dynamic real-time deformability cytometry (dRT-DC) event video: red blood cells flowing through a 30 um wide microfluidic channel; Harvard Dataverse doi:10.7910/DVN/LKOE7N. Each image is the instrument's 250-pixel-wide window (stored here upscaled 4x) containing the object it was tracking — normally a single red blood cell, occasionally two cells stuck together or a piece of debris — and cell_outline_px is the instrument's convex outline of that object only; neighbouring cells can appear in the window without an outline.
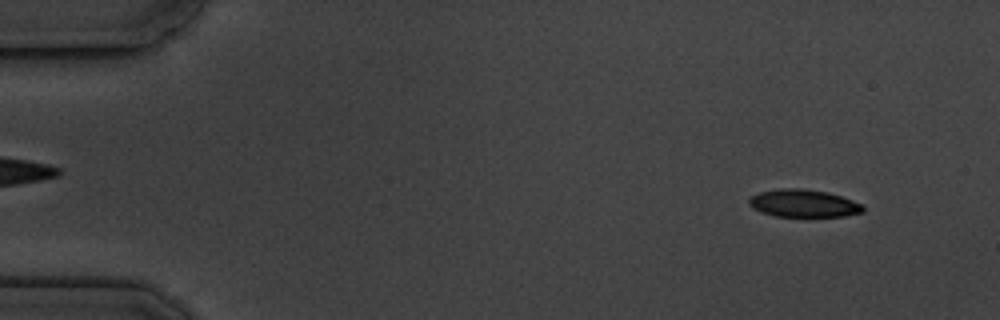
{"species": "common noctule bat (a hibernating species)", "species_latin": "Nyctalus noctula", "temperature_condition": "cold", "stored_images_in_passage": 6, "camera_frame_rate_fps": 3000, "um_per_image_px": 0.085, "animal": {"sex": "male", "body_mass_g": 19.5, "forearm_length_mm": 54.6}, "frame": {"image": 1, "passage_image": 1, "time_ms": 0.0, "image_size_px": [1000, 320], "cell_outline_px": [[864, 212], [844, 216], [776, 216], [752, 208], [748, 204], [748, 200], [752, 196], [760, 192], [780, 188], [800, 188], [828, 192], [852, 200], [860, 204], [864, 208]], "centroid_in_image_um": [68.29, 17.28], "position_along_channel_um": 16.7, "area_um2": 18.15}}
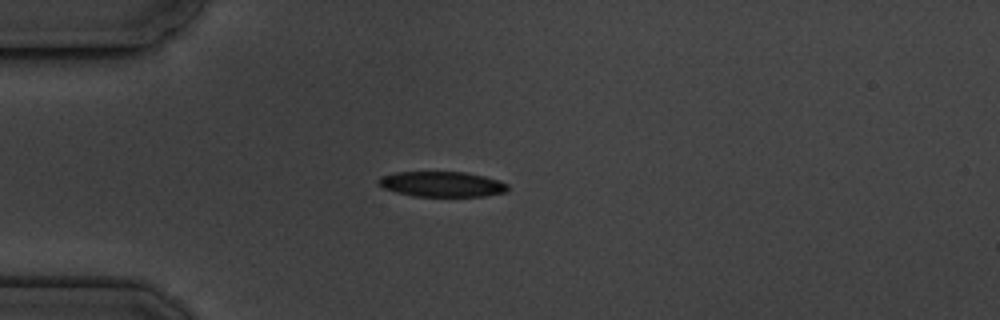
{"frame": {"image": 2, "passage_image": 4, "time_ms": 3.333, "image_size_px": [1000, 320], "cell_outline_px": [[508, 188], [504, 192], [484, 196], [412, 196], [396, 192], [384, 188], [376, 180], [380, 176], [396, 172], [468, 172], [500, 180], [508, 184]], "centroid_in_image_um": [37.56, 15.64], "position_along_channel_um": 47.4, "area_um2": 19.07}}
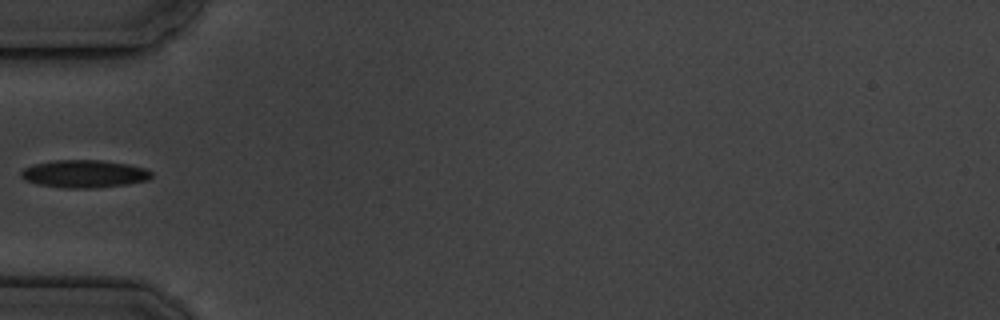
{"frame": {"image": 3, "passage_image": 5, "time_ms": 4.667, "image_size_px": [1000, 320], "cell_outline_px": [[152, 176], [148, 180], [124, 184], [96, 188], [64, 188], [36, 184], [24, 180], [20, 176], [20, 172], [24, 168], [32, 164], [52, 160], [100, 160], [128, 164], [144, 168], [152, 172]], "centroid_in_image_um": [7.1, 14.77], "position_along_channel_um": 77.9, "area_um2": 21.15}}